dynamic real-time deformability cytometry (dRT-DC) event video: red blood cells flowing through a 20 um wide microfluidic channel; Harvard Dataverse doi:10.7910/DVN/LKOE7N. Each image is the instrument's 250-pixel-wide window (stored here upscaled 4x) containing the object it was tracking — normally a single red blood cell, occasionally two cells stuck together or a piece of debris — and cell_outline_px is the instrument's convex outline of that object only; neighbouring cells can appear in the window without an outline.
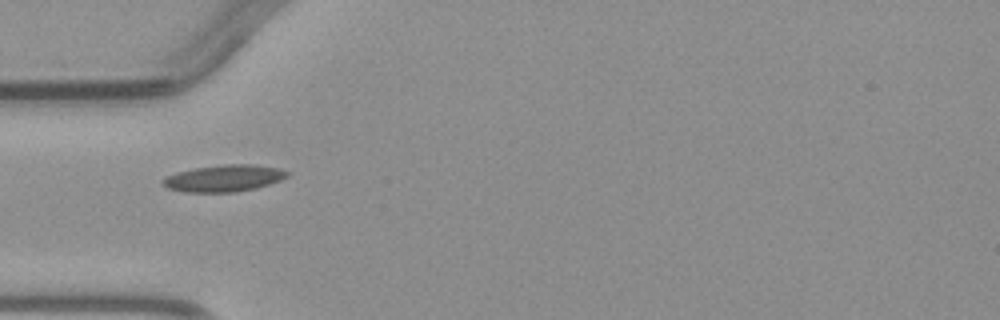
{"species": "common noctule bat (a hibernating species)", "species_latin": "Nyctalus noctula", "temperature_condition": "warm", "stored_images_in_passage": 3, "camera_frame_rate_fps": 3000, "um_per_image_px": 0.085, "animal": {"sex": "male", "body_mass_g": 23.1, "forearm_length_mm": 52.7}, "frame": {"image": 1, "passage_image": 2, "time_ms": 1.333, "image_size_px": [1000, 320], "cell_outline_px": [[288, 176], [280, 180], [256, 188], [236, 192], [184, 192], [168, 188], [160, 180], [176, 172], [196, 168], [224, 164], [252, 164], [280, 168], [288, 172]], "centroid_in_image_um": [19.04, 15.15], "position_along_channel_um": 66.0, "area_um2": 19.31}}
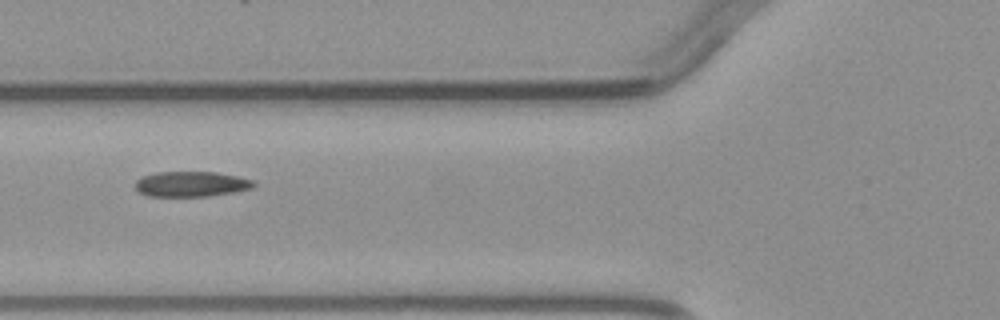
{"frame": {"image": 2, "passage_image": 3, "time_ms": 2.333, "image_size_px": [1000, 320], "cell_outline_px": [[256, 184], [252, 188], [236, 192], [208, 196], [148, 196], [140, 192], [136, 188], [136, 180], [144, 176], [156, 172], [216, 172], [236, 176], [252, 180]], "centroid_in_image_um": [16.27, 15.64], "position_along_channel_um": 109.5, "area_um2": 17.34}}